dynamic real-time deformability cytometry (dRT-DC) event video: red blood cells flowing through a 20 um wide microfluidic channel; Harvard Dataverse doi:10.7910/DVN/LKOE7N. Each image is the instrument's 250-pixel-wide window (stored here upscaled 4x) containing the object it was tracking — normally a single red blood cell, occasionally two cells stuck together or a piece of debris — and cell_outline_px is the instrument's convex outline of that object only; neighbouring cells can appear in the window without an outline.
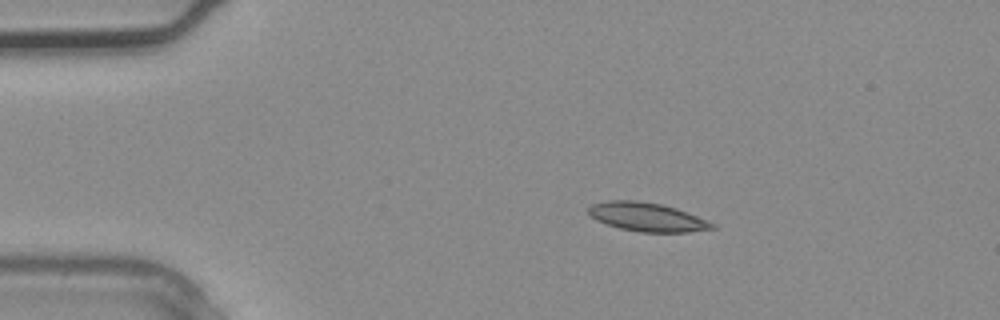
{"species": "common noctule bat (a hibernating species)", "species_latin": "Nyctalus noctula", "temperature_condition": "warm", "stored_images_in_passage": 2, "camera_frame_rate_fps": 3000, "um_per_image_px": 0.085, "animal": {"sex": "male", "body_mass_g": 20.4}, "frame": {"image": 1, "passage_image": 1, "time_ms": 0.0, "image_size_px": [1000, 320], "cell_outline_px": [[716, 228], [688, 232], [640, 232], [620, 228], [596, 220], [588, 212], [588, 208], [592, 204], [608, 200], [636, 200], [664, 204], [676, 208], [716, 224]], "centroid_in_image_um": [55.0, 18.44], "position_along_channel_um": 30.0, "area_um2": 20.63}}